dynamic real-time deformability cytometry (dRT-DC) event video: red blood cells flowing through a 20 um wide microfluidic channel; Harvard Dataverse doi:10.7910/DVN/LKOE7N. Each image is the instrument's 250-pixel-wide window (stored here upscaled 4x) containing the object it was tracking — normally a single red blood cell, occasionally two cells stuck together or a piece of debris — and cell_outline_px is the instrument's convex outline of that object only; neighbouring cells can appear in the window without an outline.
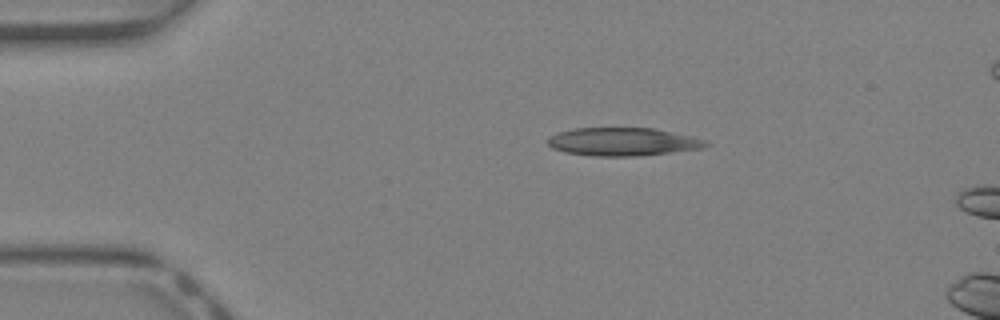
{"species": "Egyptian fruit bat (a non-hibernating species)", "species_latin": "Rousettus aegyptiacus", "temperature_condition": "warm", "stored_images_in_passage": 5, "camera_frame_rate_fps": 3000, "um_per_image_px": 0.085, "animal": {"sex": "female"}, "frame": {"image": 1, "passage_image": 1, "time_ms": 0.0, "image_size_px": [1000, 320], "cell_outline_px": [[712, 144], [704, 148], [640, 156], [592, 156], [564, 152], [552, 148], [548, 144], [548, 136], [572, 128], [652, 128], [692, 136], [704, 140]], "centroid_in_image_um": [52.94, 12.05], "position_along_channel_um": 32.1, "area_um2": 26.01}}